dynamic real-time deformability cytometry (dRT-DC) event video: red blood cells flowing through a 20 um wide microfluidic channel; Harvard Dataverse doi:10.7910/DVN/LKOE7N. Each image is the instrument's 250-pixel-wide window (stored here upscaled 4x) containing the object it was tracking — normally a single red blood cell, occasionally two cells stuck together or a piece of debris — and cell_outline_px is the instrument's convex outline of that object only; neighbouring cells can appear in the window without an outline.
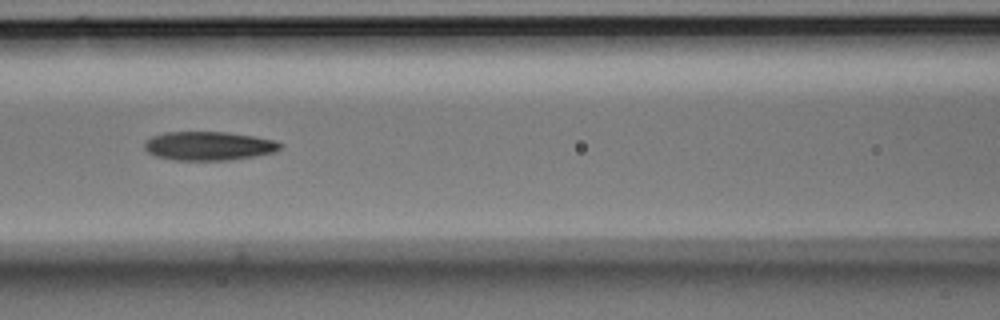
{"species": "Egyptian fruit bat (a non-hibernating species)", "species_latin": "Rousettus aegyptiacus", "temperature_condition": "room temperature", "stored_images_in_passage": 5, "camera_frame_rate_fps": 3000, "um_per_image_px": 0.085, "animal": {"sex": "male"}, "frame": {"image": 1, "passage_image": 4, "time_ms": 1.0, "image_size_px": [1000, 320], "cell_outline_px": [[284, 144], [276, 152], [256, 156], [232, 160], [176, 160], [156, 156], [148, 152], [144, 148], [144, 140], [152, 136], [164, 132], [228, 132], [276, 140]], "centroid_in_image_um": [17.76, 12.4], "position_along_channel_um": 148.8, "area_um2": 23.0}}